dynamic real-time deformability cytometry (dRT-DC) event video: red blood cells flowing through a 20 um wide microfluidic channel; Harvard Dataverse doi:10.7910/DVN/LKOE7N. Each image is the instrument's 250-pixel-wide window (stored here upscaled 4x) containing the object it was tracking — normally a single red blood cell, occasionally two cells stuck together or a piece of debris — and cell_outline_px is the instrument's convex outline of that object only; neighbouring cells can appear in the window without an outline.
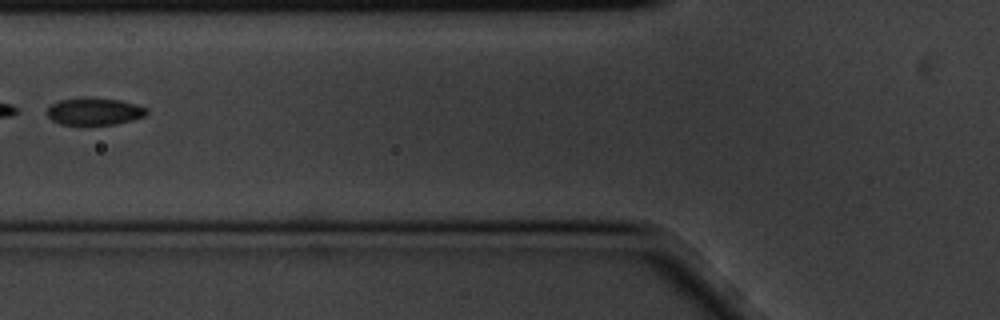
{"species": "common noctule bat (a hibernating species)", "species_latin": "Nyctalus noctula", "temperature_condition": "cold", "stored_images_in_passage": 5, "camera_frame_rate_fps": 3000, "um_per_image_px": 0.085, "animal": {"sex": "male", "body_mass_g": 20.1, "forearm_length_mm": 53.5}, "frame": {"image": 1, "passage_image": 5, "time_ms": 1.333, "image_size_px": [1000, 320], "cell_outline_px": [[148, 112], [144, 116], [132, 120], [116, 124], [60, 124], [52, 120], [44, 112], [52, 104], [60, 100], [120, 100], [136, 104], [148, 108]], "centroid_in_image_um": [8.04, 9.51], "position_along_channel_um": 117.8, "area_um2": 15.09}}